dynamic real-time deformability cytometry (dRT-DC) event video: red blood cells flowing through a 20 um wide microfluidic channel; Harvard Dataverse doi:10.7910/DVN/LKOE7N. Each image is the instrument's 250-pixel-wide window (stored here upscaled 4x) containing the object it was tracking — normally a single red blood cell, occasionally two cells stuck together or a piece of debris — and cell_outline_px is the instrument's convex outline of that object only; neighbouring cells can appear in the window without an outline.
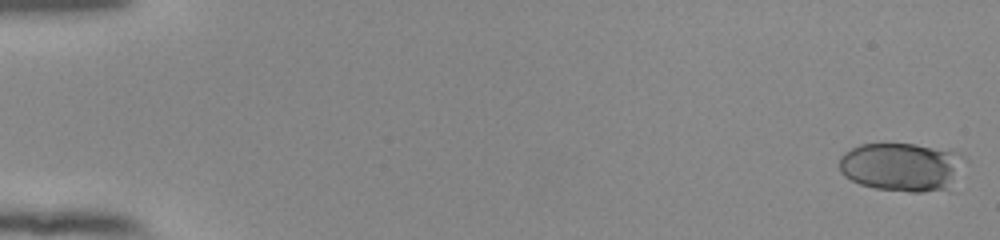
{"species": "human", "species_latin": "Homo sapiens", "temperature_condition": "room temperature", "stored_images_in_passage": 55, "camera_frame_rate_fps": 3000, "um_per_image_px": 0.085, "donor": {"sex": "female"}, "frame": {"image": 1, "passage_image": 1, "time_ms": 0.0, "image_size_px": [1000, 240], "cell_outline_px": [[968, 160], [944, 188], [924, 192], [908, 192], [876, 188], [860, 184], [844, 176], [840, 172], [840, 156], [844, 152], [860, 144], [916, 144], [956, 152], [964, 156]], "centroid_in_image_um": [76.59, 14.17], "position_along_channel_um": 8.4, "area_um2": 35.03}}
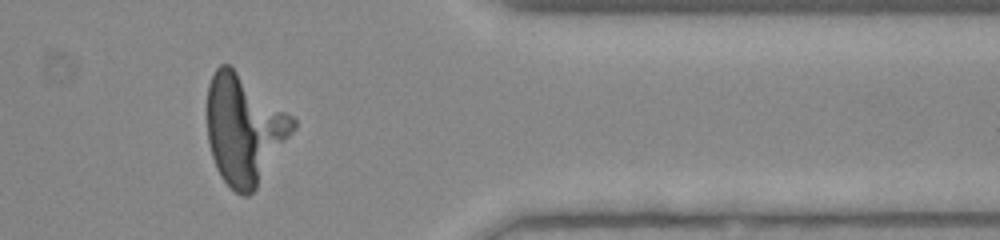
{"frame": {"image": 2, "passage_image": 46, "time_ms": 15.0, "image_size_px": [1000, 240], "cell_outline_px": [[296, 128], [256, 188], [248, 196], [240, 196], [220, 176], [216, 168], [212, 156], [208, 140], [208, 84], [216, 68], [220, 64], [228, 64], [292, 116], [296, 120]], "centroid_in_image_um": [20.75, 11.01], "position_along_channel_um": 390.7, "area_um2": 53.87}}
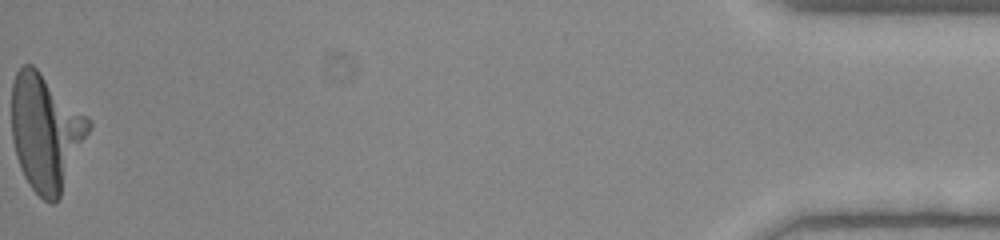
{"frame": {"image": 3, "passage_image": 55, "time_ms": 18.0, "image_size_px": [1000, 240], "cell_outline_px": [[92, 128], [60, 196], [52, 204], [48, 204], [28, 184], [20, 168], [16, 156], [12, 140], [12, 84], [16, 72], [24, 64], [32, 64], [92, 120]], "centroid_in_image_um": [3.9, 11.24], "position_along_channel_um": 431.3, "area_um2": 52.31}, "authors_computed_cell_mechanics": {"area_um2": 35.7782, "velocity_mm_per_s": 3.875, "shape_relaxation_time_tau1_ms": 2.6496, "shape_relaxation_time_tau2_ms": null, "deformation_change_tau1": 0.4346, "deformation_change_tau2": null}}